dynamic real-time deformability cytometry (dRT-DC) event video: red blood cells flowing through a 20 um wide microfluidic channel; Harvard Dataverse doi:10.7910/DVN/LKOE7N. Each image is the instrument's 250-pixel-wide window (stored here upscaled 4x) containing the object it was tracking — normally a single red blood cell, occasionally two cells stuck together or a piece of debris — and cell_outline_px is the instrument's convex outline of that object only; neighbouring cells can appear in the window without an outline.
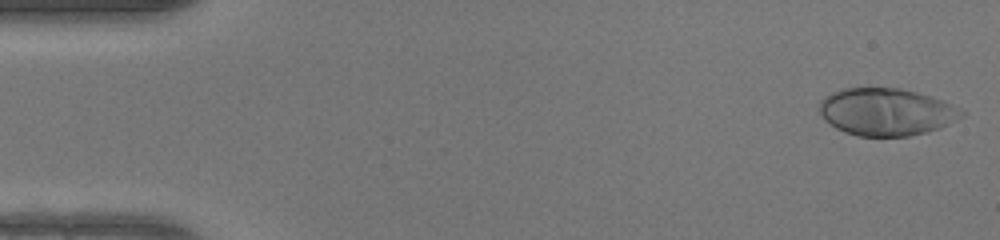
{"species": "human", "species_latin": "Homo sapiens", "temperature_condition": "warm", "stored_images_in_passage": 48, "camera_frame_rate_fps": 3000, "um_per_image_px": 0.085, "donor": {"sex": "female"}, "frame": {"image": 1, "passage_image": 1, "time_ms": 0.0, "image_size_px": [1000, 240], "cell_outline_px": [[964, 116], [940, 128], [908, 136], [856, 136], [844, 132], [836, 128], [824, 120], [820, 112], [820, 100], [824, 96], [840, 88], [900, 88], [932, 96], [952, 104], [964, 112]], "centroid_in_image_um": [75.31, 9.5], "position_along_channel_um": 9.7, "area_um2": 39.3}}
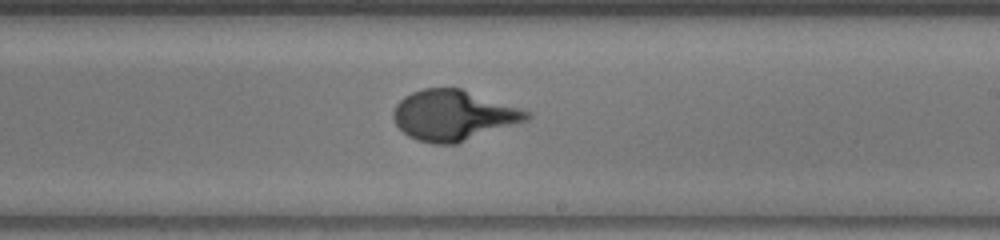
{"frame": {"image": 2, "passage_image": 28, "time_ms": 9.0, "image_size_px": [1000, 240], "cell_outline_px": [[532, 116], [528, 120], [456, 144], [432, 144], [416, 140], [408, 136], [396, 124], [392, 116], [392, 112], [396, 104], [404, 96], [412, 92], [424, 88], [460, 88], [532, 112]], "centroid_in_image_um": [38.53, 9.81], "position_along_channel_um": 250.5, "area_um2": 39.13}}
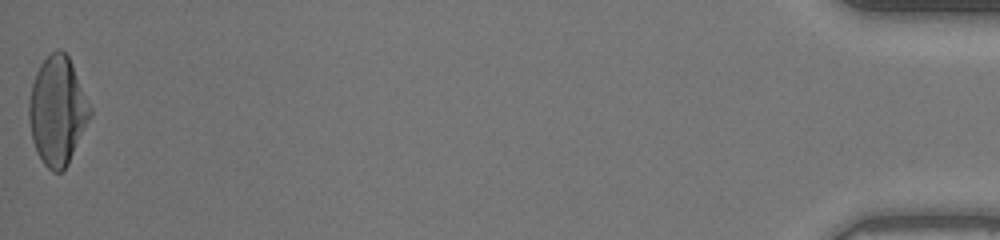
{"frame": {"image": 3, "passage_image": 48, "time_ms": 15.667, "image_size_px": [1000, 240], "cell_outline_px": [[92, 116], [68, 164], [60, 172], [52, 172], [44, 164], [36, 152], [32, 140], [28, 120], [28, 100], [32, 84], [36, 72], [40, 64], [56, 48], [60, 48], [68, 56], [72, 64], [92, 108]], "centroid_in_image_um": [4.88, 9.43], "position_along_channel_um": 430.3, "area_um2": 38.84}}